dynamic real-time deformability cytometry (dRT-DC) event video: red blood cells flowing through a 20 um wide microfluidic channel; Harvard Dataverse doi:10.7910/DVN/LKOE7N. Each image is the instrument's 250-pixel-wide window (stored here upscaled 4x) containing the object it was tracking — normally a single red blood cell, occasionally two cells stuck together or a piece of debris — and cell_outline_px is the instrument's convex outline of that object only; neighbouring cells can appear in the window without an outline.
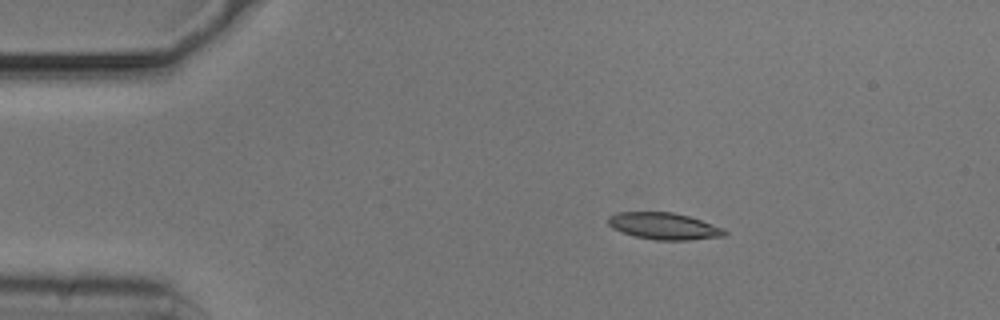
{"species": "common noctule bat (a hibernating species)", "species_latin": "Nyctalus noctula", "temperature_condition": "cold", "stored_images_in_passage": 27, "camera_frame_rate_fps": 3000, "um_per_image_px": 0.085, "animal": {"sex": "male", "body_mass_g": 20.5, "forearm_length_mm": 52.5}, "frame": {"image": 1, "passage_image": 10, "time_ms": 3.0, "image_size_px": [1000, 320], "cell_outline_px": [[728, 232], [724, 236], [688, 240], [656, 240], [636, 236], [612, 228], [608, 224], [608, 216], [616, 212], [672, 212], [688, 216], [724, 228]], "centroid_in_image_um": [56.43, 19.21], "position_along_channel_um": 28.6, "area_um2": 18.03}}